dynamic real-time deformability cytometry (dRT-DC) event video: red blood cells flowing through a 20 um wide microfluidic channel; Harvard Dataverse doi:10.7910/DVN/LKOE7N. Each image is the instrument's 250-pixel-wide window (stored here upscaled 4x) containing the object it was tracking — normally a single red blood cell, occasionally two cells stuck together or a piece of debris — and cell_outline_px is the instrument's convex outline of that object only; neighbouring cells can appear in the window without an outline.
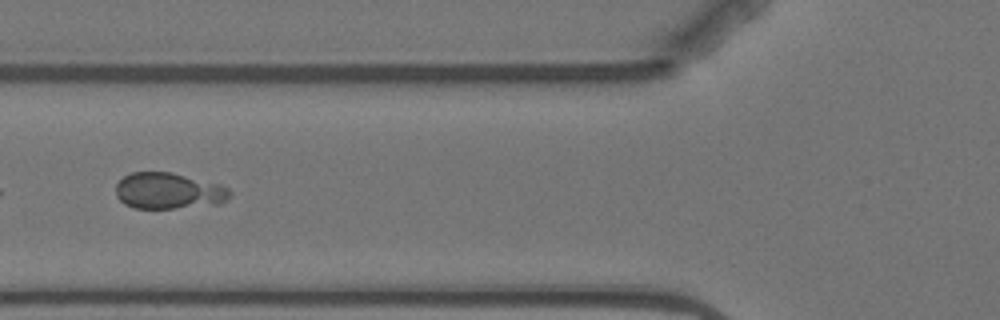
{"species": "Egyptian fruit bat (a non-hibernating species)", "species_latin": "Rousettus aegyptiacus", "temperature_condition": "warm", "stored_images_in_passage": 8, "camera_frame_rate_fps": 3000, "um_per_image_px": 0.085, "animal": {"sex": "female"}, "frame": {"image": 1, "passage_image": 6, "time_ms": 6.0, "image_size_px": [1000, 320], "cell_outline_px": [[232, 192], [220, 204], [176, 208], [132, 208], [124, 204], [116, 196], [116, 184], [124, 176], [132, 172], [172, 172], [220, 184], [228, 188]], "centroid_in_image_um": [14.31, 16.23], "position_along_channel_um": 111.5, "area_um2": 24.1}}
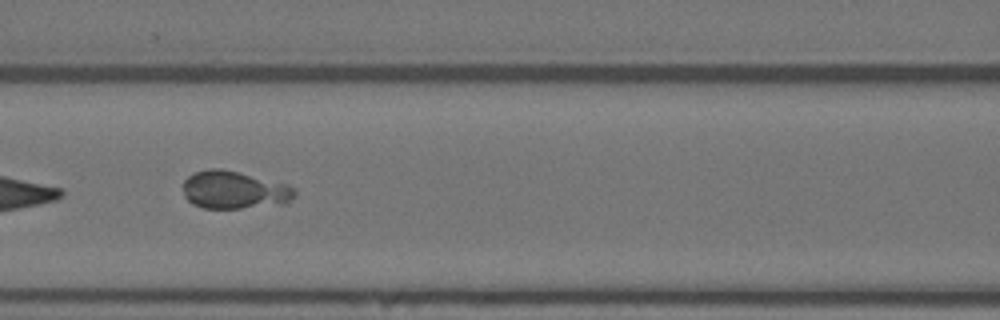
{"frame": {"image": 2, "passage_image": 7, "time_ms": 7.0, "image_size_px": [1000, 320], "cell_outline_px": [[296, 196], [292, 200], [284, 204], [240, 208], [204, 208], [192, 204], [184, 196], [184, 180], [188, 176], [196, 172], [208, 168], [220, 168], [288, 184], [296, 192]], "centroid_in_image_um": [19.92, 16.15], "position_along_channel_um": 146.7, "area_um2": 24.57}}
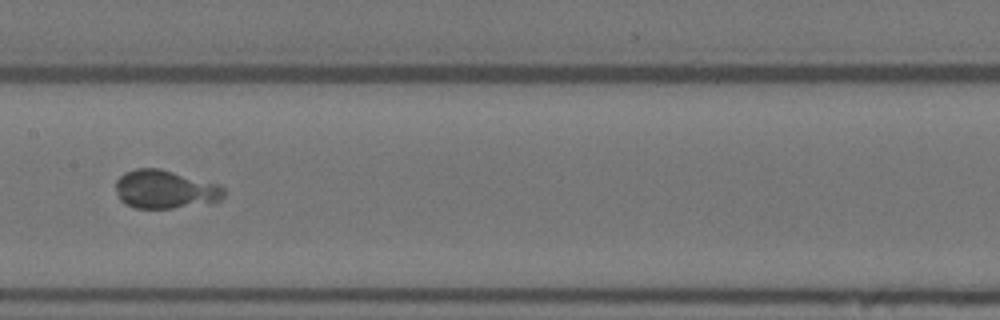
{"frame": {"image": 3, "passage_image": 8, "time_ms": 8.333, "image_size_px": [1000, 320], "cell_outline_px": [[224, 196], [220, 200], [212, 204], [172, 208], [136, 208], [124, 204], [120, 200], [116, 192], [116, 180], [124, 172], [136, 168], [160, 168], [220, 184], [224, 188]], "centroid_in_image_um": [14.06, 16.1], "position_along_channel_um": 193.3, "area_um2": 24.68}}